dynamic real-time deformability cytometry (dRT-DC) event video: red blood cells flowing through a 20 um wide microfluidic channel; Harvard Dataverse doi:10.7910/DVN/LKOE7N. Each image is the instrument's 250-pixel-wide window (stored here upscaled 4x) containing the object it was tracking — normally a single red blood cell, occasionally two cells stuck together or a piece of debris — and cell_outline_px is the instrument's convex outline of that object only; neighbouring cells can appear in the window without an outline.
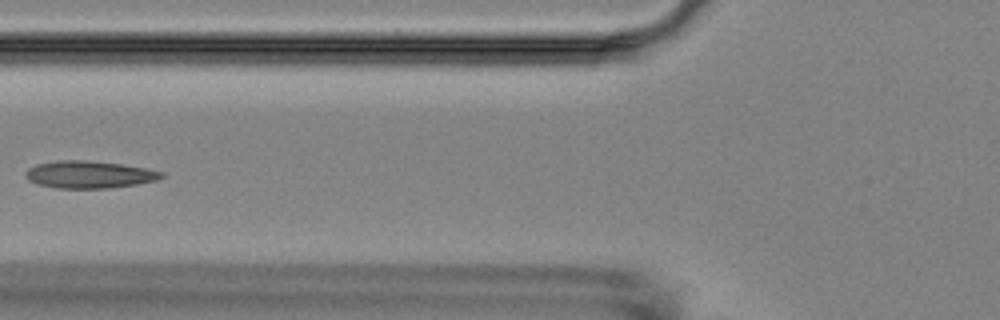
{"species": "Egyptian fruit bat (a non-hibernating species)", "species_latin": "Rousettus aegyptiacus", "temperature_condition": "room temperature", "stored_images_in_passage": 14, "camera_frame_rate_fps": 3000, "um_per_image_px": 0.085, "animal": {"sex": "female"}, "frame": {"image": 1, "passage_image": 5, "time_ms": 5.667, "image_size_px": [1000, 320], "cell_outline_px": [[164, 176], [156, 180], [136, 184], [108, 188], [56, 188], [36, 184], [28, 180], [24, 176], [24, 172], [28, 168], [36, 164], [56, 160], [88, 160], [120, 164], [144, 168], [164, 172]], "centroid_in_image_um": [7.52, 14.83], "position_along_channel_um": 118.3, "area_um2": 21.68}}
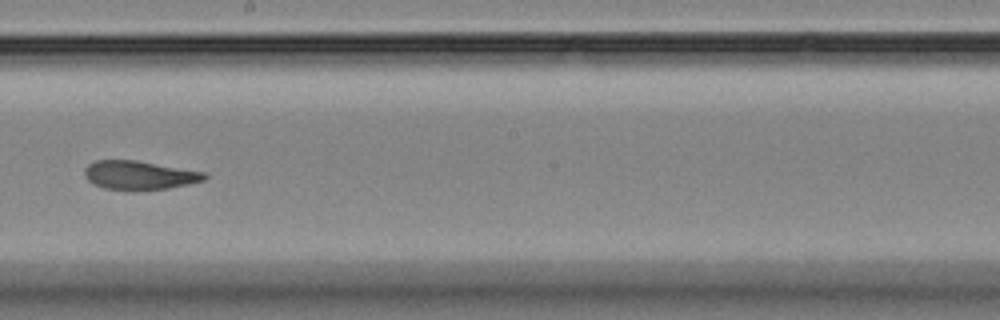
{"frame": {"image": 2, "passage_image": 8, "time_ms": 9.0, "image_size_px": [1000, 320], "cell_outline_px": [[208, 176], [204, 180], [188, 184], [168, 188], [104, 188], [88, 180], [84, 176], [84, 168], [88, 164], [96, 160], [136, 160], [208, 172]], "centroid_in_image_um": [11.88, 14.85], "position_along_channel_um": 236.3, "area_um2": 19.65}}
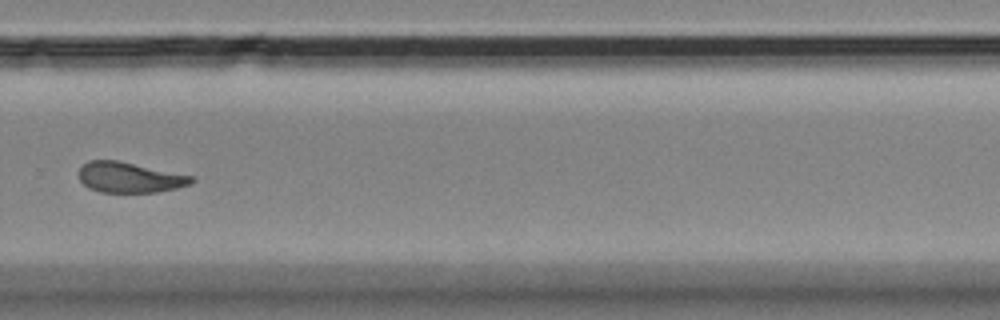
{"frame": {"image": 3, "passage_image": 10, "time_ms": 11.333, "image_size_px": [1000, 320], "cell_outline_px": [[196, 180], [192, 184], [176, 188], [156, 192], [100, 192], [88, 188], [80, 180], [80, 168], [88, 160], [116, 160], [192, 176]], "centroid_in_image_um": [11.01, 15.09], "position_along_channel_um": 318.8, "area_um2": 19.77}, "authors_computed_cell_mechanics": {"area_um2": 20.9814, "velocity_mm_per_s": 3.5507, "shape_relaxation_time_tau1_ms": null, "shape_relaxation_time_tau2_ms": 2.4906, "deformation_change_tau1": null, "deformation_change_tau2": 0.0617}}